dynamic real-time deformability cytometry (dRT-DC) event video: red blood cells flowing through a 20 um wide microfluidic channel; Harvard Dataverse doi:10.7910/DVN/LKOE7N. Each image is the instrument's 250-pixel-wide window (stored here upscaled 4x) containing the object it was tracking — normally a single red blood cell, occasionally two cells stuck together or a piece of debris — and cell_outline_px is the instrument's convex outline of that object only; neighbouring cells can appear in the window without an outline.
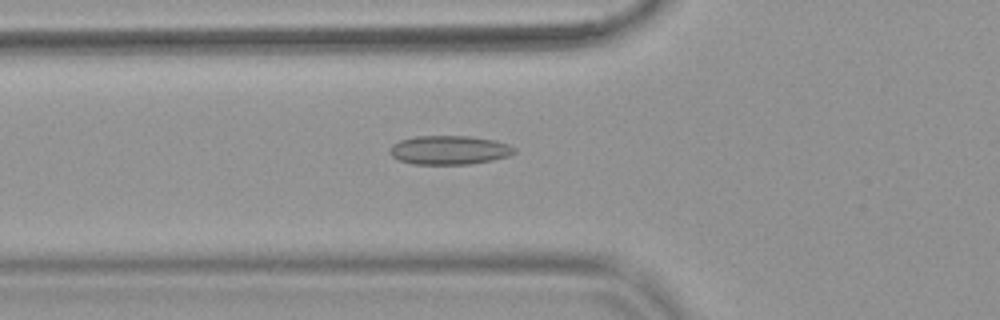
{"species": "common noctule bat (a hibernating species)", "species_latin": "Nyctalus noctula", "temperature_condition": "warm", "stored_images_in_passage": 4, "camera_frame_rate_fps": 3000, "um_per_image_px": 0.085, "animal": {"sex": "female", "body_mass_g": 18.4}, "frame": {"image": 1, "passage_image": 4, "time_ms": 1.0, "image_size_px": [1000, 320], "cell_outline_px": [[516, 152], [508, 156], [492, 160], [472, 164], [412, 164], [400, 160], [392, 156], [388, 152], [388, 148], [392, 144], [400, 140], [416, 136], [468, 136], [496, 140], [508, 144], [516, 148]], "centroid_in_image_um": [38.18, 12.75], "position_along_channel_um": 87.6, "area_um2": 21.15}}